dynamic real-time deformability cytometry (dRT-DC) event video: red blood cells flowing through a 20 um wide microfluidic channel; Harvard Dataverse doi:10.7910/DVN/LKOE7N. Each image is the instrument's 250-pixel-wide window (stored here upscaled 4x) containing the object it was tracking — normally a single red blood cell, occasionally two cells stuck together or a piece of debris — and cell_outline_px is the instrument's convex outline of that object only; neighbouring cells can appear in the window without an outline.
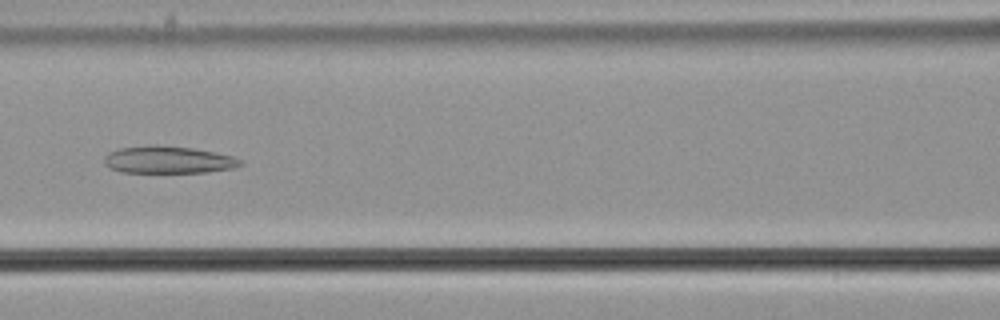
{"species": "common noctule bat (a hibernating species)", "species_latin": "Nyctalus noctula", "temperature_condition": "cold", "stored_images_in_passage": 53, "camera_frame_rate_fps": 3000, "um_per_image_px": 0.085, "animal": {"sex": "male", "body_mass_g": 21.5, "forearm_length_mm": 52.0}, "frame": {"image": 1, "passage_image": 25, "time_ms": 8.0, "image_size_px": [1000, 320], "cell_outline_px": [[244, 164], [232, 168], [208, 172], [120, 172], [108, 168], [104, 164], [104, 156], [108, 152], [120, 148], [148, 144], [156, 144], [192, 148], [232, 156], [240, 160]], "centroid_in_image_um": [14.23, 13.57], "position_along_channel_um": 152.4, "area_um2": 21.73}}
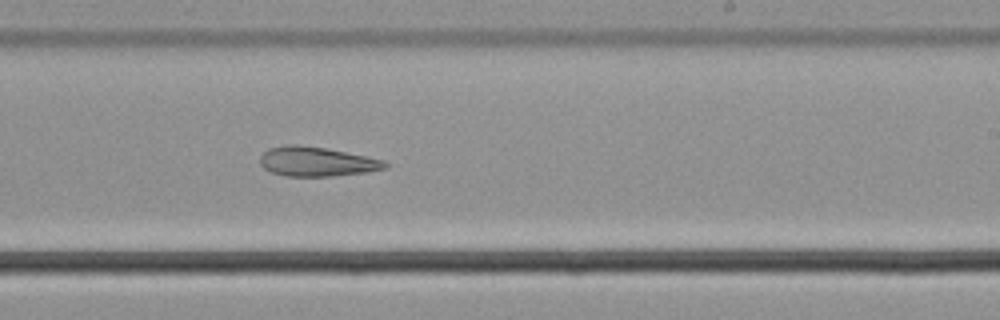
{"frame": {"image": 2, "passage_image": 34, "time_ms": 11.0, "image_size_px": [1000, 320], "cell_outline_px": [[388, 168], [368, 172], [332, 176], [284, 176], [272, 172], [264, 168], [260, 164], [260, 156], [268, 148], [288, 144], [296, 144], [324, 148], [384, 160], [388, 164]], "centroid_in_image_um": [26.9, 13.74], "position_along_channel_um": 262.1, "area_um2": 21.39}}
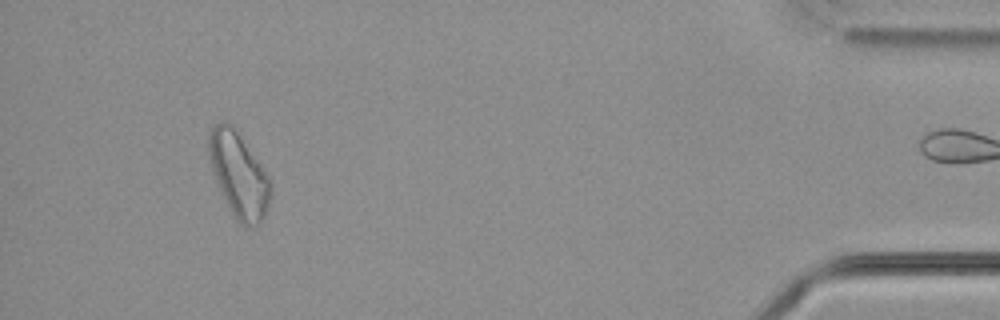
{"frame": {"image": 3, "passage_image": 52, "time_ms": 17.0, "image_size_px": [1000, 320], "cell_outline_px": [[272, 188], [268, 204], [264, 216], [260, 224], [256, 228], [248, 228], [240, 224], [236, 220], [216, 180], [212, 168], [208, 152], [208, 132], [220, 120], [224, 120], [232, 124], [236, 128], [272, 180]], "centroid_in_image_um": [20.32, 14.84], "position_along_channel_um": 414.9, "area_um2": 30.69}}